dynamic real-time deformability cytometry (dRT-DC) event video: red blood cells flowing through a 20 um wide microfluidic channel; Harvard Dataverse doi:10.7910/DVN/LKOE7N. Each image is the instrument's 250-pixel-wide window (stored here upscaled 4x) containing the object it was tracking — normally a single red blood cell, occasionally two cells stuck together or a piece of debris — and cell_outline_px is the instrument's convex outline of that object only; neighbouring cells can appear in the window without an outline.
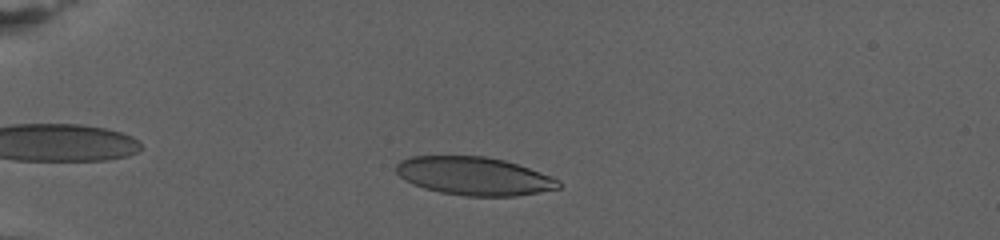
{"species": "human", "species_latin": "Homo sapiens", "temperature_condition": "warm", "stored_images_in_passage": 69, "camera_frame_rate_fps": 3000, "um_per_image_px": 0.085, "donor": {"sex": "female"}, "frame": {"image": 1, "passage_image": 13, "time_ms": 4.333, "image_size_px": [1000, 240], "cell_outline_px": [[564, 184], [560, 188], [516, 196], [464, 196], [440, 192], [424, 188], [412, 184], [404, 180], [396, 172], [396, 164], [400, 160], [412, 156], [484, 156], [504, 160], [552, 176], [560, 180]], "centroid_in_image_um": [40.3, 14.97], "position_along_channel_um": 44.7, "area_um2": 36.3}}
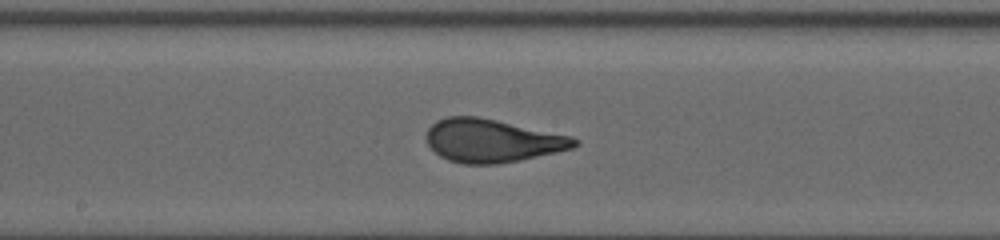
{"frame": {"image": 2, "passage_image": 34, "time_ms": 12.0, "image_size_px": [1000, 240], "cell_outline_px": [[580, 144], [572, 148], [556, 152], [520, 160], [496, 164], [464, 164], [448, 160], [440, 156], [428, 144], [424, 136], [428, 128], [436, 120], [448, 116], [476, 116], [496, 120], [572, 136], [580, 140]], "centroid_in_image_um": [41.82, 11.95], "position_along_channel_um": 206.4, "area_um2": 37.28}}
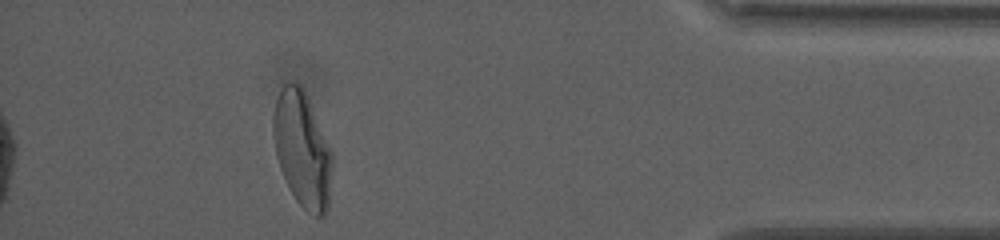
{"frame": {"image": 3, "passage_image": 62, "time_ms": 21.0, "image_size_px": [1000, 240], "cell_outline_px": [[332, 168], [328, 208], [324, 216], [316, 216], [308, 212], [296, 200], [280, 168], [276, 156], [272, 136], [272, 116], [280, 80], [296, 80], [304, 88], [332, 152]], "centroid_in_image_um": [25.66, 12.58], "position_along_channel_um": 409.5, "area_um2": 40.4}, "authors_computed_cell_mechanics": {"area_um2": 36.992, "velocity_mm_per_s": 2.698, "shape_relaxation_time_tau1_ms": 6.5623, "shape_relaxation_time_tau2_ms": null, "deformation_change_tau1": 0.2269, "deformation_change_tau2": null}}